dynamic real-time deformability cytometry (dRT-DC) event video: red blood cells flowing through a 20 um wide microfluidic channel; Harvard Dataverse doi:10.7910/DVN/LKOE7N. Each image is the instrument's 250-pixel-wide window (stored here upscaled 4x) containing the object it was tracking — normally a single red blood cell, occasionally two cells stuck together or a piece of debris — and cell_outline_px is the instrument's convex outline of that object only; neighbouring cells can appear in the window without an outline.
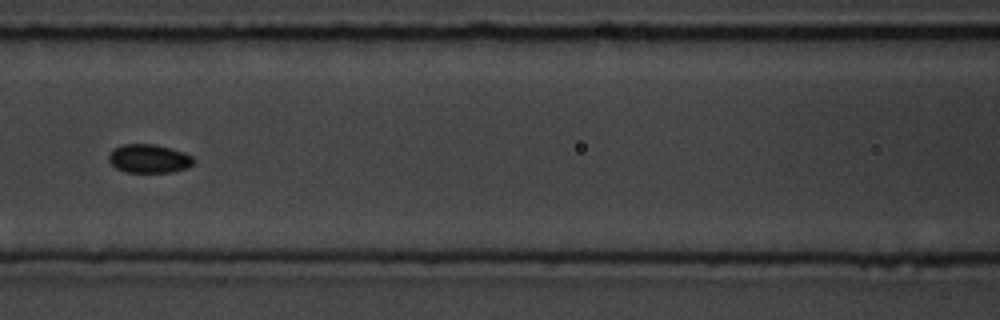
{"species": "common noctule bat (a hibernating species)", "species_latin": "Nyctalus noctula", "temperature_condition": "room temperature", "stored_images_in_passage": 16, "camera_frame_rate_fps": 3000, "um_per_image_px": 0.085, "animal": {"sex": "male", "body_mass_g": 19.5, "forearm_length_mm": 54.6}, "frame": {"image": 1, "passage_image": 7, "time_ms": 7.333, "image_size_px": [1000, 320], "cell_outline_px": [[196, 160], [188, 168], [172, 172], [124, 172], [116, 168], [108, 160], [108, 152], [112, 148], [120, 144], [156, 144], [184, 152], [192, 156]], "centroid_in_image_um": [12.64, 13.47], "position_along_channel_um": 154.0, "area_um2": 14.45}}
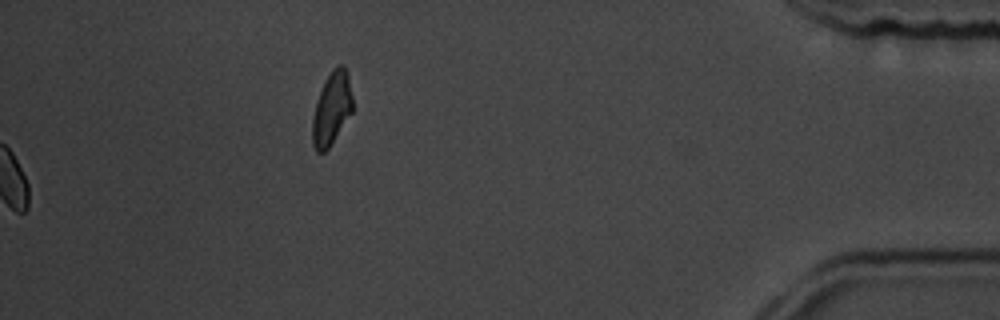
{"frame": {"image": 2, "passage_image": 16, "time_ms": 17.667, "image_size_px": [1000, 320], "cell_outline_px": [[352, 112], [328, 148], [324, 152], [316, 152], [312, 144], [312, 120], [316, 100], [324, 80], [332, 68], [336, 64], [344, 64], [348, 76], [352, 96]], "centroid_in_image_um": [28.17, 9.19], "position_along_channel_um": 407.0, "area_um2": 17.17}, "authors_computed_cell_mechanics": {"area_um2": 14.3633, "velocity_mm_per_s": 3.7364, "shape_relaxation_time_tau1_ms": 8.5479, "shape_relaxation_time_tau2_ms": null, "deformation_change_tau1": 0.0804, "deformation_change_tau2": null}}